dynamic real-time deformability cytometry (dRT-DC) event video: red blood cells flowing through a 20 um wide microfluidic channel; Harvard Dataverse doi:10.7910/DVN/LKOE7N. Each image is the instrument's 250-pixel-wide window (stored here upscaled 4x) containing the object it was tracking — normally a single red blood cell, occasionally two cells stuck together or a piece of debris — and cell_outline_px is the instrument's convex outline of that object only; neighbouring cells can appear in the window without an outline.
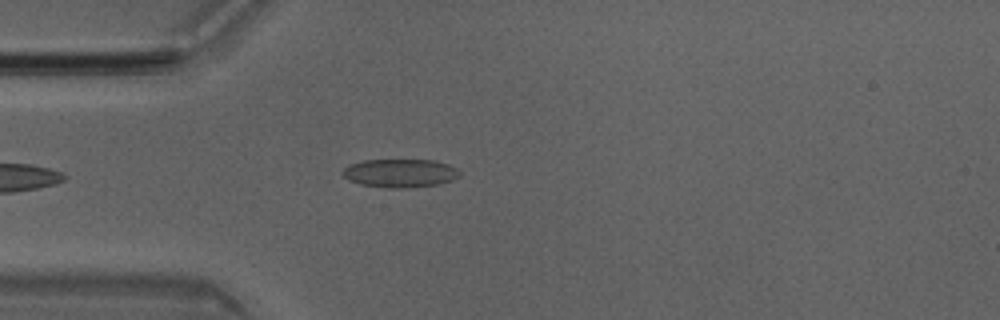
{"species": "Egyptian fruit bat (a non-hibernating species)", "species_latin": "Rousettus aegyptiacus", "temperature_condition": "room temperature", "stored_images_in_passage": 42, "camera_frame_rate_fps": 3000, "um_per_image_px": 0.085, "animal": {"sex": "male"}, "frame": {"image": 1, "passage_image": 6, "time_ms": 1.667, "image_size_px": [1000, 320], "cell_outline_px": [[460, 176], [452, 180], [440, 184], [404, 188], [384, 188], [360, 184], [348, 180], [340, 172], [348, 164], [364, 160], [436, 160], [448, 164], [456, 168], [460, 172]], "centroid_in_image_um": [33.99, 14.72], "position_along_channel_um": 51.0, "area_um2": 19.59}}
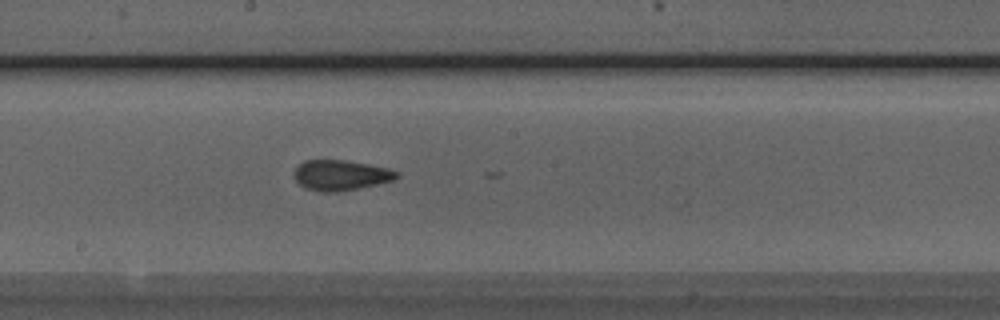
{"frame": {"image": 2, "passage_image": 19, "time_ms": 6.0, "image_size_px": [1000, 320], "cell_outline_px": [[400, 176], [392, 180], [376, 184], [336, 192], [320, 192], [304, 188], [296, 180], [296, 168], [304, 160], [344, 160], [368, 164], [388, 168], [400, 172]], "centroid_in_image_um": [28.98, 14.89], "position_along_channel_um": 219.2, "area_um2": 17.92}}
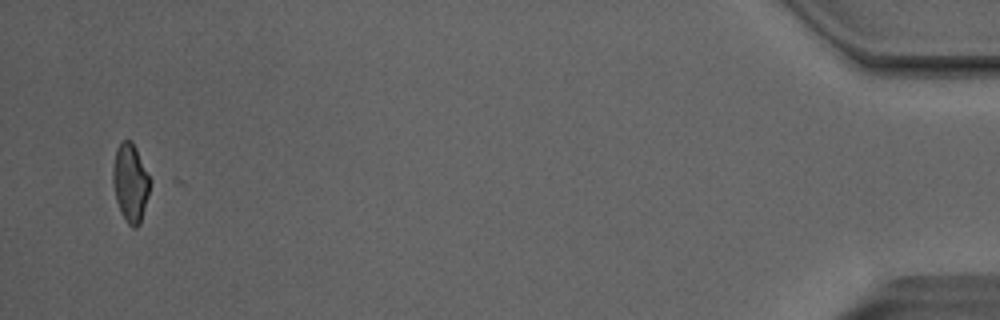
{"frame": {"image": 3, "passage_image": 41, "time_ms": 13.333, "image_size_px": [1000, 320], "cell_outline_px": [[152, 180], [140, 224], [136, 228], [132, 228], [128, 224], [120, 212], [116, 200], [112, 184], [112, 168], [116, 148], [120, 140], [132, 140]], "centroid_in_image_um": [11.07, 15.51], "position_along_channel_um": 424.1, "area_um2": 17.28}, "authors_computed_cell_mechanics": {"area_um2": 17.9469, "velocity_mm_per_s": 4.0508, "shape_relaxation_time_tau1_ms": 4.9782, "shape_relaxation_time_tau2_ms": null, "deformation_change_tau1": 0.1129, "deformation_change_tau2": null}}